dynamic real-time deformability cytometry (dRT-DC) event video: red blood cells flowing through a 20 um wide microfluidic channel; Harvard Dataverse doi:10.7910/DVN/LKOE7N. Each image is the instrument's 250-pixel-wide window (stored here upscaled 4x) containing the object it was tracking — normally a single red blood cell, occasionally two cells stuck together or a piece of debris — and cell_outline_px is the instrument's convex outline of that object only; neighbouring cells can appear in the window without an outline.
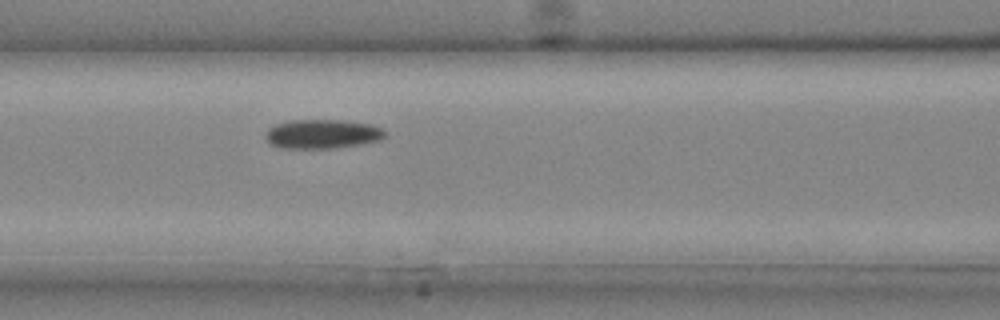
{"species": "common noctule bat (a hibernating species)", "species_latin": "Nyctalus noctula", "temperature_condition": "cold", "stored_images_in_passage": 20, "camera_frame_rate_fps": 3000, "um_per_image_px": 0.085, "animal": {"sex": "male", "body_mass_g": 20.4}, "frame": {"image": 1, "passage_image": 5, "time_ms": 1.333, "image_size_px": [1000, 320], "cell_outline_px": [[388, 132], [380, 140], [360, 144], [336, 148], [276, 148], [268, 144], [264, 136], [268, 128], [276, 124], [288, 120], [340, 120], [372, 124], [384, 128]], "centroid_in_image_um": [27.37, 11.39], "position_along_channel_um": 139.2, "area_um2": 20.69}}
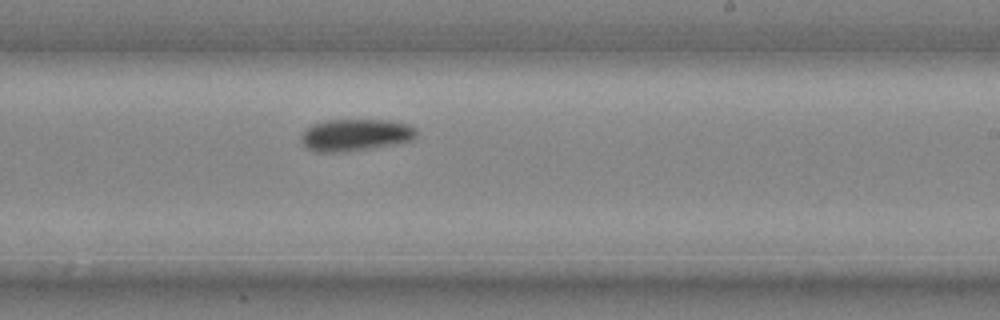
{"frame": {"image": 2, "passage_image": 11, "time_ms": 3.333, "image_size_px": [1000, 320], "cell_outline_px": [[416, 136], [412, 140], [392, 144], [368, 148], [340, 152], [316, 152], [308, 148], [300, 140], [300, 136], [312, 124], [324, 120], [388, 120], [408, 124], [416, 128]], "centroid_in_image_um": [30.19, 11.46], "position_along_channel_um": 258.8, "area_um2": 21.27}}
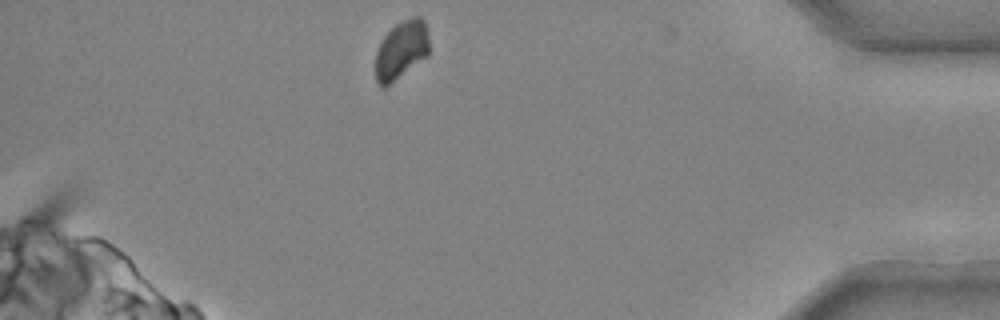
{"frame": {"image": 3, "passage_image": 20, "time_ms": 6.333, "image_size_px": [1000, 320], "cell_outline_px": [[428, 56], [384, 88], [380, 88], [376, 84], [376, 52], [384, 36], [396, 24], [412, 16], [420, 16], [424, 20], [428, 32]], "centroid_in_image_um": [34.11, 4.26], "position_along_channel_um": 401.1, "area_um2": 18.26}}